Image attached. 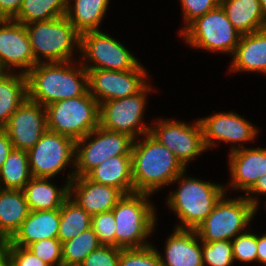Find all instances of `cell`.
Returning <instances> with one entry per match:
<instances>
[{"label":"cell","mask_w":266,"mask_h":266,"mask_svg":"<svg viewBox=\"0 0 266 266\" xmlns=\"http://www.w3.org/2000/svg\"><path fill=\"white\" fill-rule=\"evenodd\" d=\"M4 243L8 247L10 262L14 266H49L26 247L11 245L8 241Z\"/></svg>","instance_id":"cell-40"},{"label":"cell","mask_w":266,"mask_h":266,"mask_svg":"<svg viewBox=\"0 0 266 266\" xmlns=\"http://www.w3.org/2000/svg\"><path fill=\"white\" fill-rule=\"evenodd\" d=\"M92 216L69 196L60 208L57 238L64 243L91 228Z\"/></svg>","instance_id":"cell-29"},{"label":"cell","mask_w":266,"mask_h":266,"mask_svg":"<svg viewBox=\"0 0 266 266\" xmlns=\"http://www.w3.org/2000/svg\"><path fill=\"white\" fill-rule=\"evenodd\" d=\"M147 138L133 142L131 167L134 192L153 194L158 188L173 183L186 168L168 148L150 132Z\"/></svg>","instance_id":"cell-1"},{"label":"cell","mask_w":266,"mask_h":266,"mask_svg":"<svg viewBox=\"0 0 266 266\" xmlns=\"http://www.w3.org/2000/svg\"><path fill=\"white\" fill-rule=\"evenodd\" d=\"M121 250L115 246L100 245L85 258L81 266H119Z\"/></svg>","instance_id":"cell-38"},{"label":"cell","mask_w":266,"mask_h":266,"mask_svg":"<svg viewBox=\"0 0 266 266\" xmlns=\"http://www.w3.org/2000/svg\"><path fill=\"white\" fill-rule=\"evenodd\" d=\"M49 266L62 264V243L58 238L40 240L26 247Z\"/></svg>","instance_id":"cell-35"},{"label":"cell","mask_w":266,"mask_h":266,"mask_svg":"<svg viewBox=\"0 0 266 266\" xmlns=\"http://www.w3.org/2000/svg\"><path fill=\"white\" fill-rule=\"evenodd\" d=\"M12 150L13 144L7 131L4 128H0V169Z\"/></svg>","instance_id":"cell-42"},{"label":"cell","mask_w":266,"mask_h":266,"mask_svg":"<svg viewBox=\"0 0 266 266\" xmlns=\"http://www.w3.org/2000/svg\"><path fill=\"white\" fill-rule=\"evenodd\" d=\"M80 50L87 61L96 65H83L86 70L129 71L140 65L126 47L100 30L81 34Z\"/></svg>","instance_id":"cell-12"},{"label":"cell","mask_w":266,"mask_h":266,"mask_svg":"<svg viewBox=\"0 0 266 266\" xmlns=\"http://www.w3.org/2000/svg\"><path fill=\"white\" fill-rule=\"evenodd\" d=\"M10 264V256L8 247L4 242H0V266H8Z\"/></svg>","instance_id":"cell-45"},{"label":"cell","mask_w":266,"mask_h":266,"mask_svg":"<svg viewBox=\"0 0 266 266\" xmlns=\"http://www.w3.org/2000/svg\"><path fill=\"white\" fill-rule=\"evenodd\" d=\"M31 178L28 152L13 148L0 169V181L5 186L3 189L22 190Z\"/></svg>","instance_id":"cell-31"},{"label":"cell","mask_w":266,"mask_h":266,"mask_svg":"<svg viewBox=\"0 0 266 266\" xmlns=\"http://www.w3.org/2000/svg\"><path fill=\"white\" fill-rule=\"evenodd\" d=\"M119 266H163L159 252L151 245L142 248L122 249Z\"/></svg>","instance_id":"cell-34"},{"label":"cell","mask_w":266,"mask_h":266,"mask_svg":"<svg viewBox=\"0 0 266 266\" xmlns=\"http://www.w3.org/2000/svg\"><path fill=\"white\" fill-rule=\"evenodd\" d=\"M27 98L26 74L0 72V128L9 122L11 115Z\"/></svg>","instance_id":"cell-27"},{"label":"cell","mask_w":266,"mask_h":266,"mask_svg":"<svg viewBox=\"0 0 266 266\" xmlns=\"http://www.w3.org/2000/svg\"><path fill=\"white\" fill-rule=\"evenodd\" d=\"M260 6L264 18V28L266 29V0H260Z\"/></svg>","instance_id":"cell-46"},{"label":"cell","mask_w":266,"mask_h":266,"mask_svg":"<svg viewBox=\"0 0 266 266\" xmlns=\"http://www.w3.org/2000/svg\"><path fill=\"white\" fill-rule=\"evenodd\" d=\"M220 5L241 34L264 29L260 0H220Z\"/></svg>","instance_id":"cell-26"},{"label":"cell","mask_w":266,"mask_h":266,"mask_svg":"<svg viewBox=\"0 0 266 266\" xmlns=\"http://www.w3.org/2000/svg\"><path fill=\"white\" fill-rule=\"evenodd\" d=\"M86 177L95 183L117 188L123 194L134 192L131 155L113 156L92 169Z\"/></svg>","instance_id":"cell-23"},{"label":"cell","mask_w":266,"mask_h":266,"mask_svg":"<svg viewBox=\"0 0 266 266\" xmlns=\"http://www.w3.org/2000/svg\"><path fill=\"white\" fill-rule=\"evenodd\" d=\"M183 174L184 172L174 180L181 179L180 187L169 196L167 203L182 222L177 229L195 230L225 195L226 189L195 178H183Z\"/></svg>","instance_id":"cell-4"},{"label":"cell","mask_w":266,"mask_h":266,"mask_svg":"<svg viewBox=\"0 0 266 266\" xmlns=\"http://www.w3.org/2000/svg\"><path fill=\"white\" fill-rule=\"evenodd\" d=\"M30 213L22 190L0 188V242L9 241Z\"/></svg>","instance_id":"cell-24"},{"label":"cell","mask_w":266,"mask_h":266,"mask_svg":"<svg viewBox=\"0 0 266 266\" xmlns=\"http://www.w3.org/2000/svg\"><path fill=\"white\" fill-rule=\"evenodd\" d=\"M0 25V72L16 67L27 74L37 62L25 25L14 19H0Z\"/></svg>","instance_id":"cell-16"},{"label":"cell","mask_w":266,"mask_h":266,"mask_svg":"<svg viewBox=\"0 0 266 266\" xmlns=\"http://www.w3.org/2000/svg\"><path fill=\"white\" fill-rule=\"evenodd\" d=\"M50 178L32 177L22 189L30 211L53 210L61 208L69 197V183L58 189L52 185Z\"/></svg>","instance_id":"cell-25"},{"label":"cell","mask_w":266,"mask_h":266,"mask_svg":"<svg viewBox=\"0 0 266 266\" xmlns=\"http://www.w3.org/2000/svg\"><path fill=\"white\" fill-rule=\"evenodd\" d=\"M91 227L101 245L115 246V217L113 210L92 215Z\"/></svg>","instance_id":"cell-36"},{"label":"cell","mask_w":266,"mask_h":266,"mask_svg":"<svg viewBox=\"0 0 266 266\" xmlns=\"http://www.w3.org/2000/svg\"><path fill=\"white\" fill-rule=\"evenodd\" d=\"M59 222L60 208L30 211L19 230L8 242L14 246L27 247L40 240L57 238Z\"/></svg>","instance_id":"cell-20"},{"label":"cell","mask_w":266,"mask_h":266,"mask_svg":"<svg viewBox=\"0 0 266 266\" xmlns=\"http://www.w3.org/2000/svg\"><path fill=\"white\" fill-rule=\"evenodd\" d=\"M67 7L68 0H23L13 19L23 25L48 21L65 16Z\"/></svg>","instance_id":"cell-30"},{"label":"cell","mask_w":266,"mask_h":266,"mask_svg":"<svg viewBox=\"0 0 266 266\" xmlns=\"http://www.w3.org/2000/svg\"><path fill=\"white\" fill-rule=\"evenodd\" d=\"M87 72L89 93L99 104L135 95L147 85L141 64L129 71L91 69Z\"/></svg>","instance_id":"cell-13"},{"label":"cell","mask_w":266,"mask_h":266,"mask_svg":"<svg viewBox=\"0 0 266 266\" xmlns=\"http://www.w3.org/2000/svg\"><path fill=\"white\" fill-rule=\"evenodd\" d=\"M256 212L257 209L246 197L225 200L223 195L195 230L203 242L232 241L243 232Z\"/></svg>","instance_id":"cell-8"},{"label":"cell","mask_w":266,"mask_h":266,"mask_svg":"<svg viewBox=\"0 0 266 266\" xmlns=\"http://www.w3.org/2000/svg\"><path fill=\"white\" fill-rule=\"evenodd\" d=\"M101 244L93 228H89L71 240L62 243V264L81 265L85 258Z\"/></svg>","instance_id":"cell-32"},{"label":"cell","mask_w":266,"mask_h":266,"mask_svg":"<svg viewBox=\"0 0 266 266\" xmlns=\"http://www.w3.org/2000/svg\"><path fill=\"white\" fill-rule=\"evenodd\" d=\"M203 130L205 147H212L216 140L224 142H248L256 136V128L235 113H217L199 120Z\"/></svg>","instance_id":"cell-17"},{"label":"cell","mask_w":266,"mask_h":266,"mask_svg":"<svg viewBox=\"0 0 266 266\" xmlns=\"http://www.w3.org/2000/svg\"><path fill=\"white\" fill-rule=\"evenodd\" d=\"M202 243L203 265L230 266L233 259L232 242L230 240H218Z\"/></svg>","instance_id":"cell-33"},{"label":"cell","mask_w":266,"mask_h":266,"mask_svg":"<svg viewBox=\"0 0 266 266\" xmlns=\"http://www.w3.org/2000/svg\"><path fill=\"white\" fill-rule=\"evenodd\" d=\"M3 128L7 131L14 149L28 152L48 129L46 108L27 98Z\"/></svg>","instance_id":"cell-15"},{"label":"cell","mask_w":266,"mask_h":266,"mask_svg":"<svg viewBox=\"0 0 266 266\" xmlns=\"http://www.w3.org/2000/svg\"><path fill=\"white\" fill-rule=\"evenodd\" d=\"M196 237V230L176 228L166 242V259L159 254L163 266H204L202 244L199 246Z\"/></svg>","instance_id":"cell-21"},{"label":"cell","mask_w":266,"mask_h":266,"mask_svg":"<svg viewBox=\"0 0 266 266\" xmlns=\"http://www.w3.org/2000/svg\"><path fill=\"white\" fill-rule=\"evenodd\" d=\"M60 266H81V265H68V264H61Z\"/></svg>","instance_id":"cell-47"},{"label":"cell","mask_w":266,"mask_h":266,"mask_svg":"<svg viewBox=\"0 0 266 266\" xmlns=\"http://www.w3.org/2000/svg\"><path fill=\"white\" fill-rule=\"evenodd\" d=\"M23 0H0V19H13L19 12Z\"/></svg>","instance_id":"cell-41"},{"label":"cell","mask_w":266,"mask_h":266,"mask_svg":"<svg viewBox=\"0 0 266 266\" xmlns=\"http://www.w3.org/2000/svg\"><path fill=\"white\" fill-rule=\"evenodd\" d=\"M231 71L266 73V29L242 34L233 54Z\"/></svg>","instance_id":"cell-22"},{"label":"cell","mask_w":266,"mask_h":266,"mask_svg":"<svg viewBox=\"0 0 266 266\" xmlns=\"http://www.w3.org/2000/svg\"><path fill=\"white\" fill-rule=\"evenodd\" d=\"M71 62H40L27 74L28 99L44 107L76 98L89 91L88 72L83 65L71 68ZM81 80V81H80Z\"/></svg>","instance_id":"cell-2"},{"label":"cell","mask_w":266,"mask_h":266,"mask_svg":"<svg viewBox=\"0 0 266 266\" xmlns=\"http://www.w3.org/2000/svg\"><path fill=\"white\" fill-rule=\"evenodd\" d=\"M233 259L243 262L257 260V235L252 233L238 234L232 239Z\"/></svg>","instance_id":"cell-37"},{"label":"cell","mask_w":266,"mask_h":266,"mask_svg":"<svg viewBox=\"0 0 266 266\" xmlns=\"http://www.w3.org/2000/svg\"><path fill=\"white\" fill-rule=\"evenodd\" d=\"M47 128L75 142L99 126L100 104L89 93L47 106Z\"/></svg>","instance_id":"cell-5"},{"label":"cell","mask_w":266,"mask_h":266,"mask_svg":"<svg viewBox=\"0 0 266 266\" xmlns=\"http://www.w3.org/2000/svg\"><path fill=\"white\" fill-rule=\"evenodd\" d=\"M91 216L111 211L124 195L119 189L95 183L86 176L74 177L69 182V196Z\"/></svg>","instance_id":"cell-18"},{"label":"cell","mask_w":266,"mask_h":266,"mask_svg":"<svg viewBox=\"0 0 266 266\" xmlns=\"http://www.w3.org/2000/svg\"><path fill=\"white\" fill-rule=\"evenodd\" d=\"M25 28L37 63L42 62L40 54L48 63L70 62L73 45L80 49L81 34L65 16L30 23Z\"/></svg>","instance_id":"cell-6"},{"label":"cell","mask_w":266,"mask_h":266,"mask_svg":"<svg viewBox=\"0 0 266 266\" xmlns=\"http://www.w3.org/2000/svg\"><path fill=\"white\" fill-rule=\"evenodd\" d=\"M231 186L249 191L257 180L266 175V148L233 146L230 153Z\"/></svg>","instance_id":"cell-19"},{"label":"cell","mask_w":266,"mask_h":266,"mask_svg":"<svg viewBox=\"0 0 266 266\" xmlns=\"http://www.w3.org/2000/svg\"><path fill=\"white\" fill-rule=\"evenodd\" d=\"M69 2L65 17L80 34L99 31L109 0H75L73 8Z\"/></svg>","instance_id":"cell-28"},{"label":"cell","mask_w":266,"mask_h":266,"mask_svg":"<svg viewBox=\"0 0 266 266\" xmlns=\"http://www.w3.org/2000/svg\"><path fill=\"white\" fill-rule=\"evenodd\" d=\"M257 261L266 266V234L257 236Z\"/></svg>","instance_id":"cell-44"},{"label":"cell","mask_w":266,"mask_h":266,"mask_svg":"<svg viewBox=\"0 0 266 266\" xmlns=\"http://www.w3.org/2000/svg\"><path fill=\"white\" fill-rule=\"evenodd\" d=\"M185 41L194 47L209 51L234 54L241 33L227 18L219 4L193 21L183 32Z\"/></svg>","instance_id":"cell-9"},{"label":"cell","mask_w":266,"mask_h":266,"mask_svg":"<svg viewBox=\"0 0 266 266\" xmlns=\"http://www.w3.org/2000/svg\"><path fill=\"white\" fill-rule=\"evenodd\" d=\"M75 141L51 130H46L28 151L32 177L52 178L71 162L75 165Z\"/></svg>","instance_id":"cell-10"},{"label":"cell","mask_w":266,"mask_h":266,"mask_svg":"<svg viewBox=\"0 0 266 266\" xmlns=\"http://www.w3.org/2000/svg\"><path fill=\"white\" fill-rule=\"evenodd\" d=\"M149 195L139 192L124 194L112 209L116 225L115 247L131 249L148 246L144 241L150 236L156 221L154 208L147 199Z\"/></svg>","instance_id":"cell-3"},{"label":"cell","mask_w":266,"mask_h":266,"mask_svg":"<svg viewBox=\"0 0 266 266\" xmlns=\"http://www.w3.org/2000/svg\"><path fill=\"white\" fill-rule=\"evenodd\" d=\"M183 6V15L187 25L181 33L198 17L203 16L205 13L216 8L220 4V0H180Z\"/></svg>","instance_id":"cell-39"},{"label":"cell","mask_w":266,"mask_h":266,"mask_svg":"<svg viewBox=\"0 0 266 266\" xmlns=\"http://www.w3.org/2000/svg\"><path fill=\"white\" fill-rule=\"evenodd\" d=\"M150 133L173 152L184 167L192 158L207 149L199 120L192 126L185 122L160 120L156 127H151Z\"/></svg>","instance_id":"cell-14"},{"label":"cell","mask_w":266,"mask_h":266,"mask_svg":"<svg viewBox=\"0 0 266 266\" xmlns=\"http://www.w3.org/2000/svg\"><path fill=\"white\" fill-rule=\"evenodd\" d=\"M252 192V194H264L266 195V175H263L260 177L257 182L254 184V186L246 192L248 194V197H246L252 204L253 206L257 209L258 206V200L257 198H251L249 195Z\"/></svg>","instance_id":"cell-43"},{"label":"cell","mask_w":266,"mask_h":266,"mask_svg":"<svg viewBox=\"0 0 266 266\" xmlns=\"http://www.w3.org/2000/svg\"><path fill=\"white\" fill-rule=\"evenodd\" d=\"M148 90L150 87L146 85L135 95L100 103L99 126L109 131L126 133L134 139L136 134L149 133L151 127L142 124Z\"/></svg>","instance_id":"cell-11"},{"label":"cell","mask_w":266,"mask_h":266,"mask_svg":"<svg viewBox=\"0 0 266 266\" xmlns=\"http://www.w3.org/2000/svg\"><path fill=\"white\" fill-rule=\"evenodd\" d=\"M92 136L95 138L91 139ZM89 139L91 141L86 143ZM133 142L134 138L126 133L113 132L98 126L75 142L76 170L69 176L68 183L74 177L86 176L92 169L113 156L131 155Z\"/></svg>","instance_id":"cell-7"}]
</instances>
